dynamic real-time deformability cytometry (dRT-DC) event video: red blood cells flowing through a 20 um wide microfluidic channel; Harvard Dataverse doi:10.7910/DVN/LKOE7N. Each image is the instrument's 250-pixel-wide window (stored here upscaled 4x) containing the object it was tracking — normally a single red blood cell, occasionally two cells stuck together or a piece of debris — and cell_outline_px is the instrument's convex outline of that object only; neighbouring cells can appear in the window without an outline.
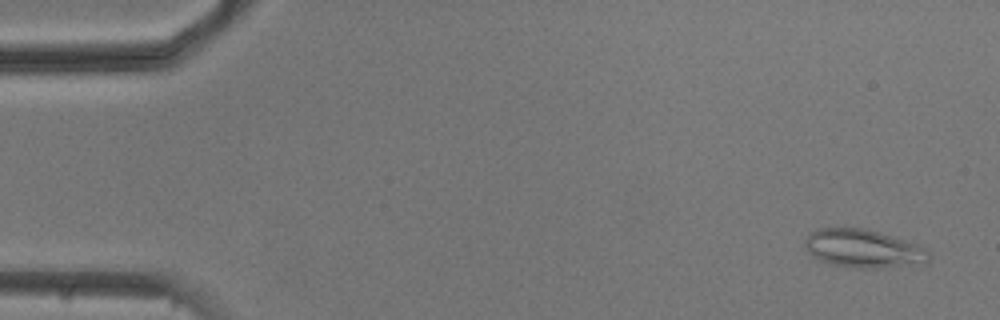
{"species": "common noctule bat (a hibernating species)", "species_latin": "Nyctalus noctula", "temperature_condition": "cold", "stored_images_in_passage": 5, "camera_frame_rate_fps": 3000, "um_per_image_px": 0.085, "animal": {"sex": "male", "body_mass_g": 20.5, "forearm_length_mm": 52.5}, "frame": {"image": 1, "passage_image": 1, "time_ms": 0.0, "image_size_px": [1000, 320], "cell_outline_px": [[928, 260], [924, 264], [880, 268], [852, 268], [832, 264], [820, 260], [812, 256], [808, 252], [804, 244], [804, 240], [812, 232], [820, 228], [868, 228], [908, 240], [928, 248]], "centroid_in_image_um": [73.42, 21.13], "position_along_channel_um": 11.6, "area_um2": 28.03}}